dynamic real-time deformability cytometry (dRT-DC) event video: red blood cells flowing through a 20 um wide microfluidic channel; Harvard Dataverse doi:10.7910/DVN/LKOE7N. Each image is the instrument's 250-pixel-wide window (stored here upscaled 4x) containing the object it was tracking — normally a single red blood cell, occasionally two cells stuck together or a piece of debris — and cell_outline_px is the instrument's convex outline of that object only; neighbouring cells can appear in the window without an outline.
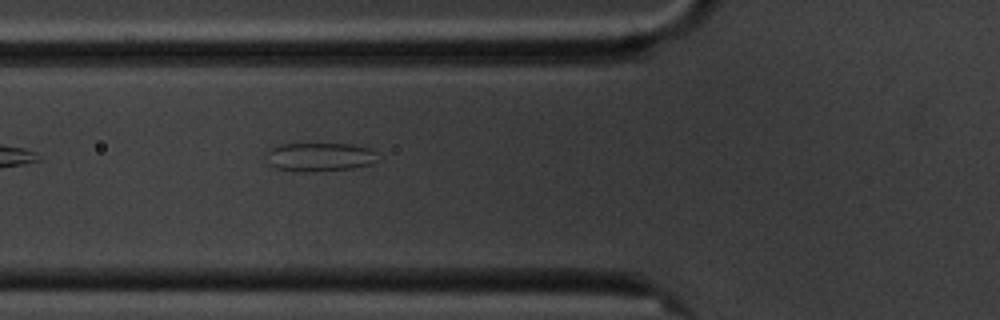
{"species": "common noctule bat (a hibernating species)", "species_latin": "Nyctalus noctula", "temperature_condition": "cold", "stored_images_in_passage": 6, "camera_frame_rate_fps": 3000, "um_per_image_px": 0.085, "animal": {"sex": "male", "body_mass_g": 20.1, "forearm_length_mm": 53.5}, "frame": {"image": 1, "passage_image": 6, "time_ms": 6.667, "image_size_px": [1000, 320], "cell_outline_px": [[380, 160], [372, 164], [352, 168], [312, 172], [276, 168], [268, 164], [268, 152], [272, 148], [280, 144], [352, 144], [368, 148], [376, 152]], "centroid_in_image_um": [27.24, 13.34], "position_along_channel_um": 98.6, "area_um2": 18.55}}